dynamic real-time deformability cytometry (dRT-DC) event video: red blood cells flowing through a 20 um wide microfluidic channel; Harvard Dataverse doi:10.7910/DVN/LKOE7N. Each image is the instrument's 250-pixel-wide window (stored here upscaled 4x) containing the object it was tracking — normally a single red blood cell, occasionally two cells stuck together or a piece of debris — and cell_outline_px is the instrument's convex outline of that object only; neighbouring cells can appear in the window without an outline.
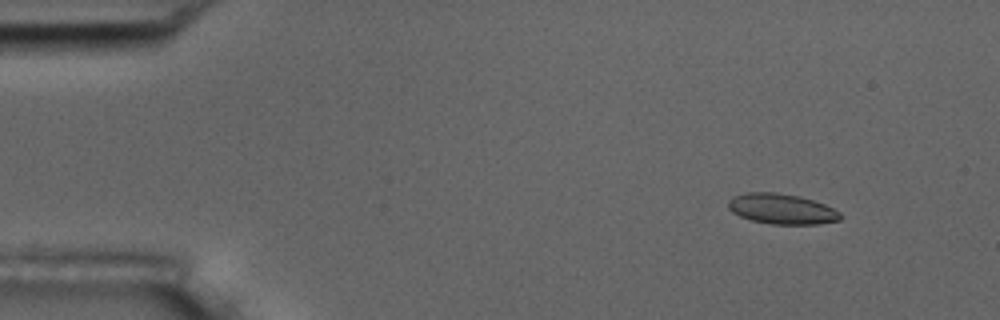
{"species": "common noctule bat (a hibernating species)", "species_latin": "Nyctalus noctula", "temperature_condition": "room temperature", "stored_images_in_passage": 6, "camera_frame_rate_fps": 3000, "um_per_image_px": 0.085, "animal": {"sex": "male", "body_mass_g": 17.5, "forearm_length_mm": 52.3}, "frame": {"image": 1, "passage_image": 2, "time_ms": 1.0, "image_size_px": [1000, 320], "cell_outline_px": [[840, 220], [820, 224], [772, 224], [752, 220], [740, 216], [732, 212], [728, 208], [728, 200], [732, 196], [748, 192], [772, 192], [800, 196], [824, 204], [840, 212]], "centroid_in_image_um": [66.42, 17.75], "position_along_channel_um": 18.6, "area_um2": 19.77}}
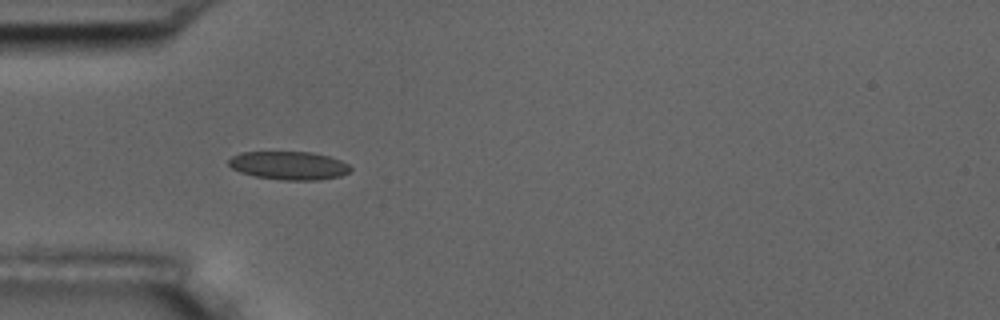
{"frame": {"image": 2, "passage_image": 5, "time_ms": 4.667, "image_size_px": [1000, 320], "cell_outline_px": [[352, 168], [348, 172], [340, 176], [320, 180], [280, 180], [256, 176], [240, 172], [232, 168], [228, 164], [228, 160], [232, 156], [240, 152], [312, 152], [328, 156], [340, 160], [348, 164]], "centroid_in_image_um": [24.55, 14.07], "position_along_channel_um": 60.5, "area_um2": 20.11}}